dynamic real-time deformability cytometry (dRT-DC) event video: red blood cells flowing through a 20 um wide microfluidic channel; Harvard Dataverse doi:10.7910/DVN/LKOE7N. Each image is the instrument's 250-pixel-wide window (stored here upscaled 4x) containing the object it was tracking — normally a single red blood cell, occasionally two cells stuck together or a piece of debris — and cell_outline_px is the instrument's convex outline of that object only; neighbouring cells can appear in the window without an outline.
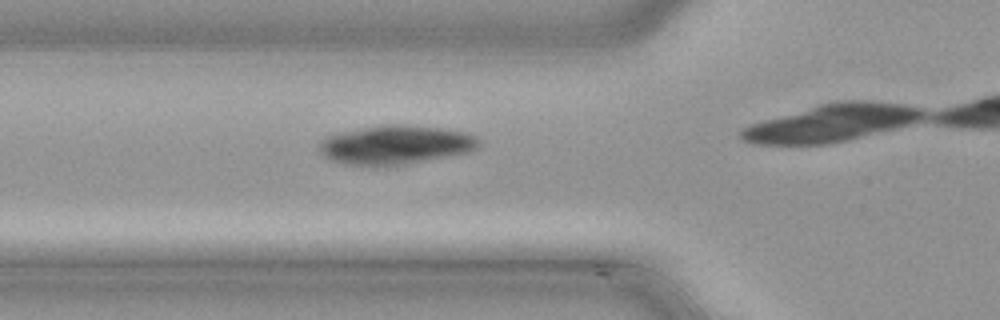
{"species": "common noctule bat (a hibernating species)", "species_latin": "Nyctalus noctula", "temperature_condition": "cold", "stored_images_in_passage": 14, "camera_frame_rate_fps": 3000, "um_per_image_px": 0.085, "animal": {"sex": "male", "body_mass_g": 21.5, "forearm_length_mm": 52.0}, "frame": {"image": 1, "passage_image": 10, "time_ms": 3.0, "image_size_px": [1000, 320], "cell_outline_px": [[480, 144], [476, 148], [468, 152], [400, 164], [376, 168], [344, 164], [328, 160], [320, 152], [320, 140], [324, 136], [336, 132], [384, 124], [404, 124], [448, 128], [468, 132], [476, 136], [480, 140]], "centroid_in_image_um": [33.56, 12.3], "position_along_channel_um": 92.2, "area_um2": 36.93}}